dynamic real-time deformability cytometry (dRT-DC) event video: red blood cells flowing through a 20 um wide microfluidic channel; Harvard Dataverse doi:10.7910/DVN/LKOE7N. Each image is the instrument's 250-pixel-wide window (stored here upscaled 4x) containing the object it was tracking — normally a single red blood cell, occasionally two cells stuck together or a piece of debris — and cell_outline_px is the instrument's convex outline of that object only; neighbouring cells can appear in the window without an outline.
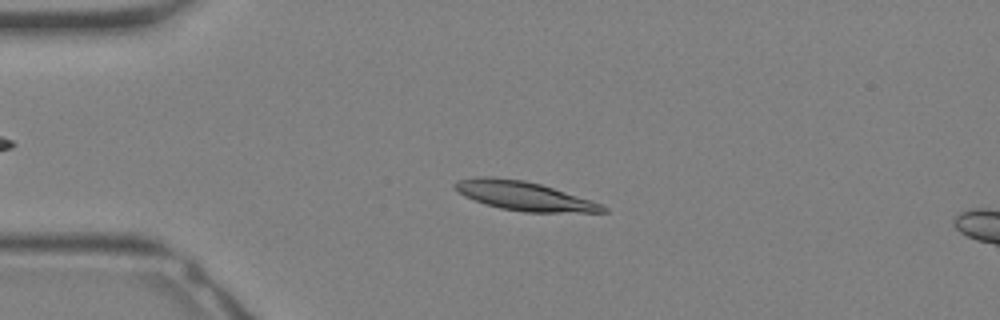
{"species": "Egyptian fruit bat (a non-hibernating species)", "species_latin": "Rousettus aegyptiacus", "temperature_condition": "warm", "stored_images_in_passage": 9, "camera_frame_rate_fps": 3000, "um_per_image_px": 0.085, "animal": {"sex": "female"}, "frame": {"image": 1, "passage_image": 6, "time_ms": 1.667, "image_size_px": [1000, 320], "cell_outline_px": [[608, 212], [524, 212], [500, 208], [484, 204], [464, 196], [452, 188], [452, 184], [456, 180], [476, 176], [492, 176], [524, 180], [540, 184], [600, 204], [608, 208]], "centroid_in_image_um": [44.41, 16.64], "position_along_channel_um": 40.6, "area_um2": 24.91}}